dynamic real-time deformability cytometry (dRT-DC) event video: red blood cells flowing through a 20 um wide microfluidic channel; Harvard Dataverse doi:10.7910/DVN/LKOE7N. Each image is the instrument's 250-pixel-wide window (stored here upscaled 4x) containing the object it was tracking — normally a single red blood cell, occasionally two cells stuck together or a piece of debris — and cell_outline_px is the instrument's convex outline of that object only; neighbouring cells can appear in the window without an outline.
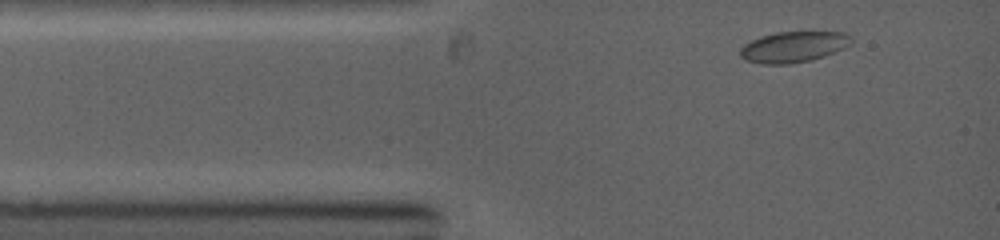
{"species": "common noctule bat (a hibernating species)", "species_latin": "Nyctalus noctula", "temperature_condition": "warm", "stored_images_in_passage": 22, "camera_frame_rate_fps": 5000, "um_per_image_px": 0.085, "animal": {"sex": "female", "body_mass_g": 19.0, "forearm_length_mm": 53.3}, "frame": {"image": 1, "passage_image": 2, "time_ms": 0.6, "image_size_px": [1000, 240], "cell_outline_px": [[852, 40], [844, 48], [824, 56], [808, 60], [788, 64], [760, 64], [744, 60], [740, 56], [740, 48], [744, 44], [760, 36], [776, 32], [844, 32], [852, 36]], "centroid_in_image_um": [67.41, 3.98], "position_along_channel_um": 17.6, "area_um2": 19.94}}
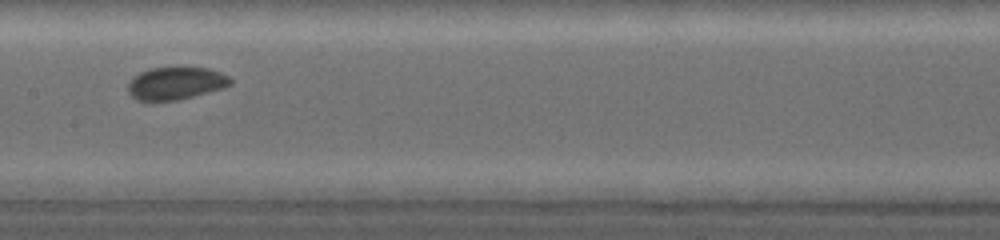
{"frame": {"image": 2, "passage_image": 13, "time_ms": 5.2, "image_size_px": [1000, 240], "cell_outline_px": [[232, 84], [224, 88], [180, 100], [136, 100], [128, 92], [128, 84], [132, 76], [140, 72], [152, 68], [208, 68], [220, 72], [228, 76], [232, 80]], "centroid_in_image_um": [14.95, 7.08], "position_along_channel_um": 192.5, "area_um2": 19.42}}
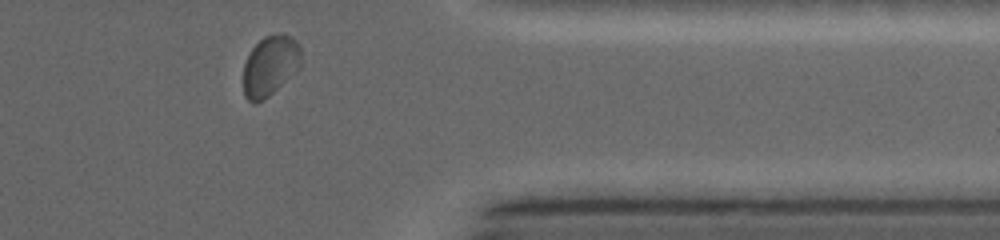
{"frame": {"image": 3, "passage_image": 22, "time_ms": 9.8, "image_size_px": [1000, 240], "cell_outline_px": [[300, 68], [264, 100], [256, 104], [248, 100], [244, 96], [244, 64], [252, 48], [264, 36], [276, 32], [280, 32], [296, 40], [300, 44]], "centroid_in_image_um": [22.96, 5.58], "position_along_channel_um": 388.4, "area_um2": 20.35}}